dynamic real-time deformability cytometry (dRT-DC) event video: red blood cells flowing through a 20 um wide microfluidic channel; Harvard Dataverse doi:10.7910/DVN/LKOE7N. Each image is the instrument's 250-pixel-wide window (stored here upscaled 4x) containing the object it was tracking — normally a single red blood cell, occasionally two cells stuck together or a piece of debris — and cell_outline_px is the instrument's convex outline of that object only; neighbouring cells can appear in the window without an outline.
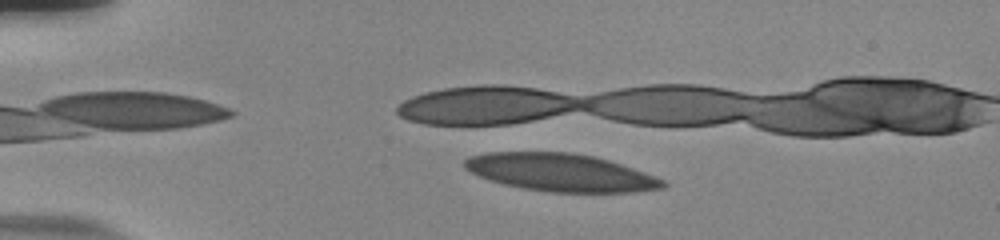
{"species": "human", "species_latin": "Homo sapiens", "temperature_condition": "room temperature", "stored_images_in_passage": 10, "camera_frame_rate_fps": 3000, "um_per_image_px": 0.085, "donor": {"sex": "male"}, "frame": {"image": 1, "passage_image": 4, "time_ms": 1.0, "image_size_px": [1000, 240], "cell_outline_px": [[668, 184], [664, 188], [628, 192], [548, 192], [524, 188], [504, 184], [480, 176], [464, 168], [464, 160], [468, 156], [488, 152], [572, 152], [592, 156], [608, 160], [644, 172], [664, 180]], "centroid_in_image_um": [47.64, 14.65], "position_along_channel_um": 37.4, "area_um2": 43.23}}